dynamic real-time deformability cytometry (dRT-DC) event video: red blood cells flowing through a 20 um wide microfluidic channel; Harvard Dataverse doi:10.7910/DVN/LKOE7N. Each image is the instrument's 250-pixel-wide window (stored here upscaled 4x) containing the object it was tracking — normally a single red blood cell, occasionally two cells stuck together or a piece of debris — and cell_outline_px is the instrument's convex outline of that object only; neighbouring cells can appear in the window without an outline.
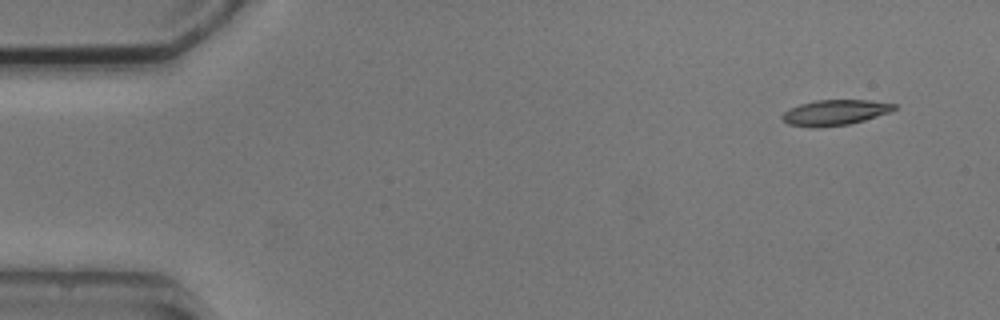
{"species": "common noctule bat (a hibernating species)", "species_latin": "Nyctalus noctula", "temperature_condition": "cold", "stored_images_in_passage": 6, "camera_frame_rate_fps": 3000, "um_per_image_px": 0.085, "animal": {"sex": "male", "body_mass_g": 20.5, "forearm_length_mm": 52.5}, "frame": {"image": 1, "passage_image": 1, "time_ms": 0.0, "image_size_px": [1000, 320], "cell_outline_px": [[896, 108], [888, 112], [864, 120], [848, 124], [820, 128], [812, 128], [788, 124], [780, 116], [788, 108], [800, 104], [816, 100], [868, 100], [896, 104]], "centroid_in_image_um": [70.91, 9.57], "position_along_channel_um": 14.1, "area_um2": 16.59}}
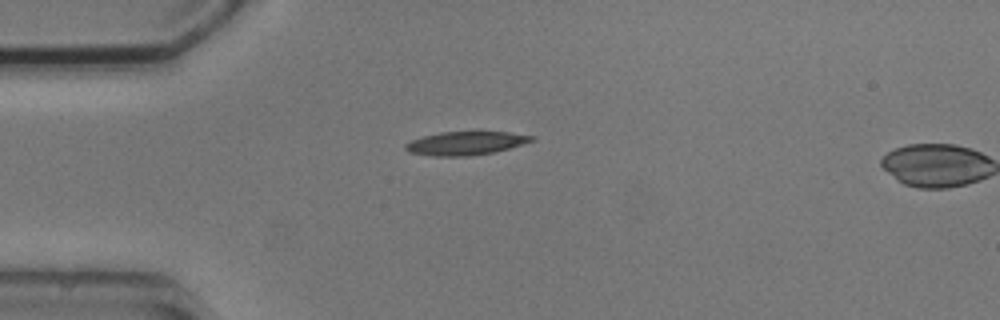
{"frame": {"image": 2, "passage_image": 4, "time_ms": 3.333, "image_size_px": [1000, 320], "cell_outline_px": [[536, 140], [508, 148], [492, 152], [468, 156], [432, 156], [408, 152], [404, 148], [404, 144], [412, 140], [424, 136], [440, 132], [512, 132], [536, 136]], "centroid_in_image_um": [39.59, 12.17], "position_along_channel_um": 45.4, "area_um2": 17.22}}